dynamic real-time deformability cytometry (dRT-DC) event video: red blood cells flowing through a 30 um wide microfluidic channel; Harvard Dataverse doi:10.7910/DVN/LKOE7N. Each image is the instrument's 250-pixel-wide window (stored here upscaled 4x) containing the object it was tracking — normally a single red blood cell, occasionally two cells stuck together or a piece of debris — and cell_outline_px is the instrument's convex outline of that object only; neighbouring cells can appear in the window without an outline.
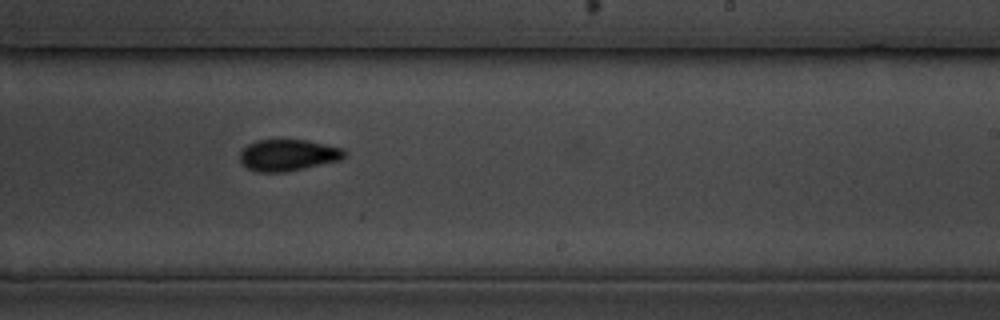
{"species": "common noctule bat (a hibernating species)", "species_latin": "Nyctalus noctula", "temperature_condition": "cold", "stored_images_in_passage": 36, "camera_frame_rate_fps": 3000, "um_per_image_px": 0.085, "animal": {"sex": "male", "body_mass_g": 19.5, "forearm_length_mm": 54.6}, "frame": {"image": 1, "passage_image": 21, "time_ms": 6.667, "image_size_px": [1000, 320], "cell_outline_px": [[344, 156], [340, 160], [304, 168], [284, 172], [256, 172], [248, 168], [240, 160], [240, 152], [248, 144], [256, 140], [308, 140], [344, 148]], "centroid_in_image_um": [24.47, 13.18], "position_along_channel_um": 264.5, "area_um2": 19.07}, "authors_computed_cell_mechanics": {"area_um2": 19.074, "velocity_mm_per_s": 3.6324, "shape_relaxation_time_tau1_ms": 2.7616, "shape_relaxation_time_tau2_ms": 3.8757, "deformation_change_tau1": 0.0796, "deformation_change_tau2": 0.0674}}